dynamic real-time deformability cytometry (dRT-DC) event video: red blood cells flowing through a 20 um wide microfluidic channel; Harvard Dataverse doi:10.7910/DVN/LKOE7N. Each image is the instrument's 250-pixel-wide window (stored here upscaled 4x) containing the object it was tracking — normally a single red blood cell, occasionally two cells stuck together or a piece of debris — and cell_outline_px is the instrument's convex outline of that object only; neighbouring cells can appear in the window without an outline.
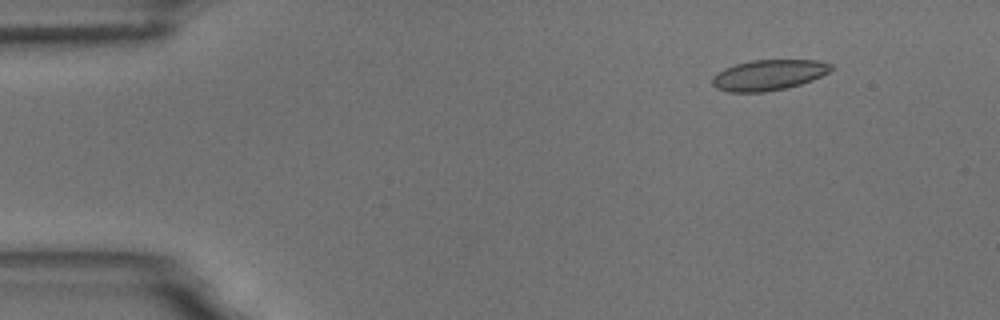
{"species": "common noctule bat (a hibernating species)", "species_latin": "Nyctalus noctula", "temperature_condition": "room temperature", "stored_images_in_passage": 4, "camera_frame_rate_fps": 3000, "um_per_image_px": 0.085, "animal": {"sex": "male", "body_mass_g": 18.8}, "frame": {"image": 1, "passage_image": 1, "time_ms": 0.0, "image_size_px": [1000, 320], "cell_outline_px": [[832, 68], [828, 72], [812, 80], [788, 88], [764, 92], [728, 92], [716, 88], [712, 84], [712, 76], [724, 68], [736, 64], [752, 60], [816, 60], [832, 64]], "centroid_in_image_um": [65.3, 6.38], "position_along_channel_um": 19.7, "area_um2": 21.15}}
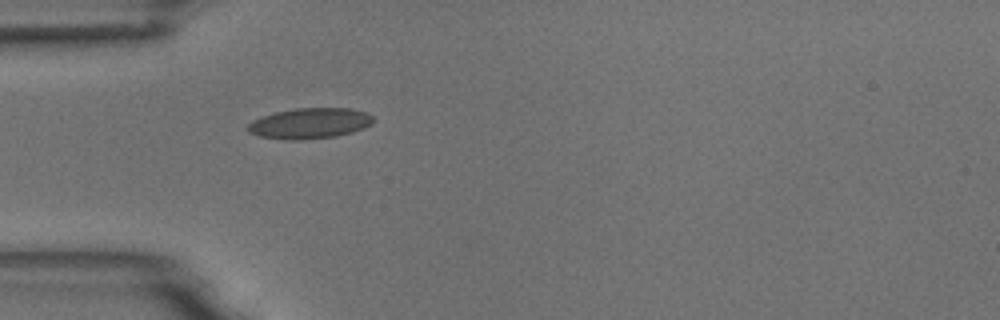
{"frame": {"image": 2, "passage_image": 4, "time_ms": 3.333, "image_size_px": [1000, 320], "cell_outline_px": [[376, 120], [372, 124], [364, 128], [352, 132], [336, 136], [300, 140], [292, 140], [260, 136], [248, 132], [244, 128], [252, 120], [276, 112], [296, 108], [352, 108], [368, 112]], "centroid_in_image_um": [26.36, 10.48], "position_along_channel_um": 58.6, "area_um2": 22.54}}